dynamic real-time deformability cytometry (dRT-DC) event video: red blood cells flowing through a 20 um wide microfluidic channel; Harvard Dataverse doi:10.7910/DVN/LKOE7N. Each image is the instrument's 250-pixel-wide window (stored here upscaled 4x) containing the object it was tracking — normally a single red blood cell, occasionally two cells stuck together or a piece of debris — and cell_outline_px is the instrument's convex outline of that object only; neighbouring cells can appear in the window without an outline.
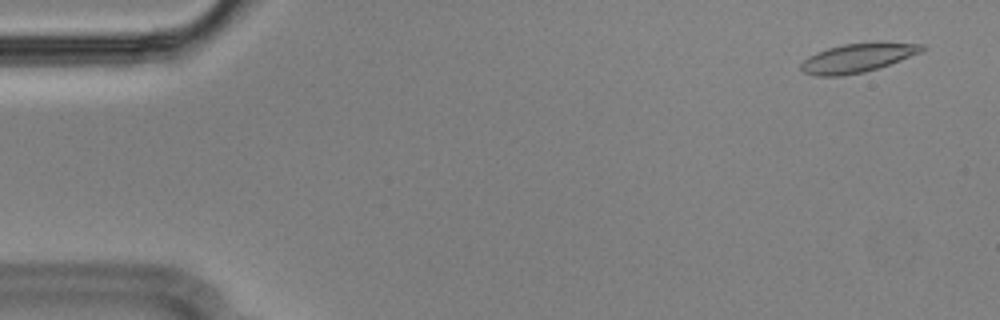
{"species": "Egyptian fruit bat (a non-hibernating species)", "species_latin": "Rousettus aegyptiacus", "temperature_condition": "cold", "stored_images_in_passage": 57, "camera_frame_rate_fps": 3000, "um_per_image_px": 0.085, "animal": {"sex": "male"}, "frame": {"image": 1, "passage_image": 3, "time_ms": 0.667, "image_size_px": [1000, 320], "cell_outline_px": [[928, 48], [920, 52], [900, 60], [864, 72], [840, 76], [816, 76], [804, 72], [800, 68], [800, 64], [808, 56], [816, 52], [828, 48], [844, 44], [880, 40], [924, 44]], "centroid_in_image_um": [72.93, 4.88], "position_along_channel_um": 12.1, "area_um2": 20.75}}
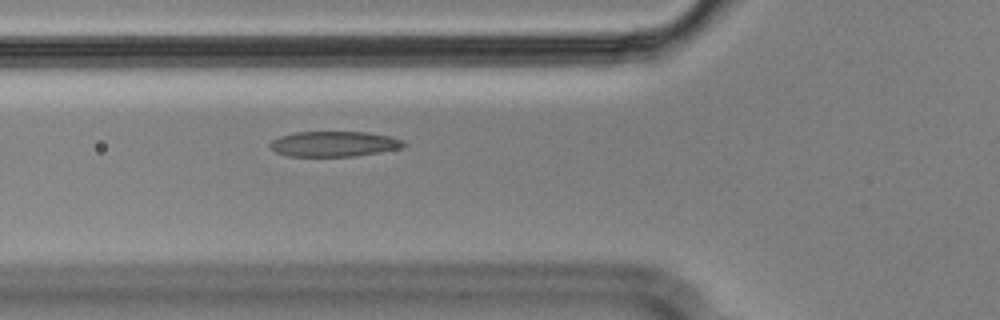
{"frame": {"image": 2, "passage_image": 20, "time_ms": 6.333, "image_size_px": [1000, 320], "cell_outline_px": [[408, 144], [404, 148], [356, 156], [288, 156], [276, 152], [268, 144], [272, 140], [280, 136], [296, 132], [368, 132], [388, 136], [404, 140]], "centroid_in_image_um": [28.44, 12.23], "position_along_channel_um": 97.4, "area_um2": 19.83}}
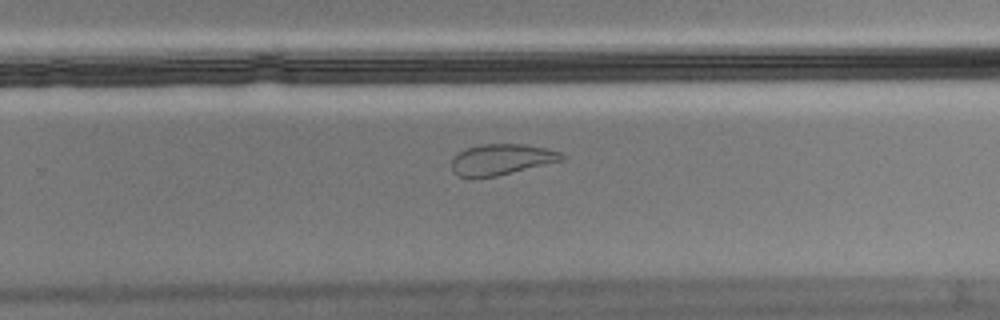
{"frame": {"image": 3, "passage_image": 36, "time_ms": 11.667, "image_size_px": [1000, 320], "cell_outline_px": [[568, 160], [496, 176], [472, 180], [460, 176], [452, 172], [452, 160], [460, 152], [468, 148], [480, 144], [524, 144], [544, 148], [560, 152], [568, 156]], "centroid_in_image_um": [42.67, 13.58], "position_along_channel_um": 287.1, "area_um2": 20.29}, "authors_computed_cell_mechanics": {"area_um2": 20.8658, "velocity_mm_per_s": 3.5544, "shape_relaxation_time_tau1_ms": null, "shape_relaxation_time_tau2_ms": 1.3206, "deformation_change_tau1": null, "deformation_change_tau2": 0.0745}}